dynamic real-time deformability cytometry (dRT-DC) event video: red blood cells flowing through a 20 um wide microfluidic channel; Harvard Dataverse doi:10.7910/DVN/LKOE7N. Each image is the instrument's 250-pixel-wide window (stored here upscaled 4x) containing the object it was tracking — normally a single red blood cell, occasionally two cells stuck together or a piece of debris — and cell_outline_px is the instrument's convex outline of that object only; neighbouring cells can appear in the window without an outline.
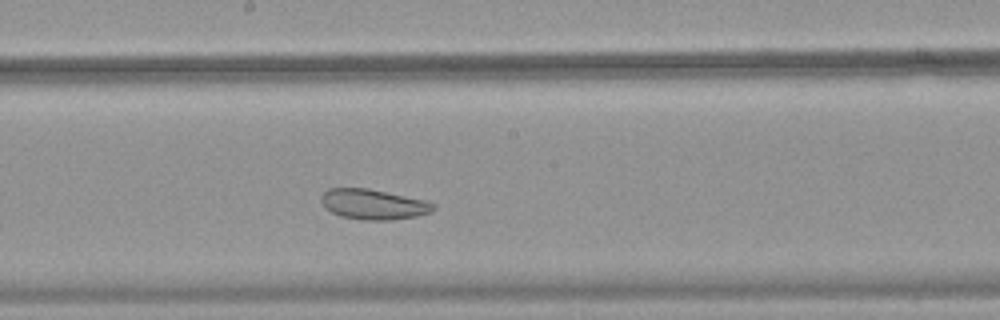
{"species": "common noctule bat (a hibernating species)", "species_latin": "Nyctalus noctula", "temperature_condition": "warm", "stored_images_in_passage": 37, "camera_frame_rate_fps": 3000, "um_per_image_px": 0.085, "animal": {"sex": "female", "body_mass_g": 18.4}, "frame": {"image": 1, "passage_image": 21, "time_ms": 6.667, "image_size_px": [1000, 320], "cell_outline_px": [[436, 208], [432, 212], [416, 216], [392, 220], [364, 220], [340, 216], [324, 208], [320, 200], [320, 196], [328, 188], [368, 188], [424, 200], [436, 204]], "centroid_in_image_um": [31.72, 17.37], "position_along_channel_um": 216.5, "area_um2": 19.88}}
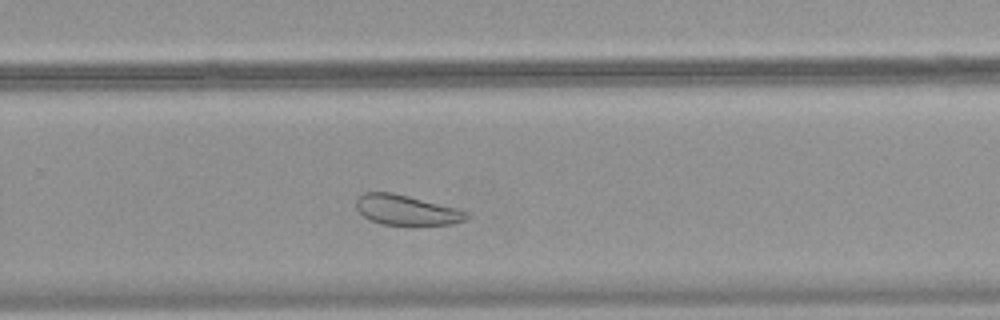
{"frame": {"image": 2, "passage_image": 27, "time_ms": 8.667, "image_size_px": [1000, 320], "cell_outline_px": [[468, 216], [464, 220], [452, 224], [412, 228], [408, 228], [380, 224], [368, 220], [356, 208], [356, 200], [364, 192], [392, 192], [408, 196], [468, 212]], "centroid_in_image_um": [34.51, 17.92], "position_along_channel_um": 295.3, "area_um2": 19.94}}
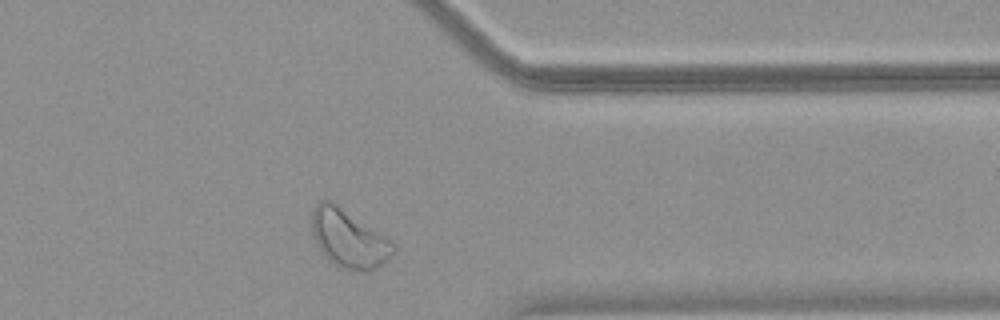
{"frame": {"image": 3, "passage_image": 34, "time_ms": 11.0, "image_size_px": [1000, 320], "cell_outline_px": [[396, 244], [388, 260], [376, 268], [368, 272], [352, 272], [340, 268], [332, 264], [324, 256], [316, 244], [312, 236], [312, 212], [316, 204], [320, 200], [332, 200], [392, 240]], "centroid_in_image_um": [29.63, 20.3], "position_along_channel_um": 381.8, "area_um2": 28.15}}